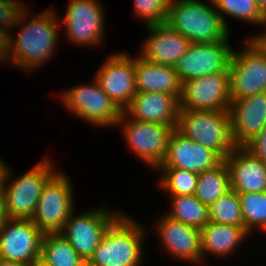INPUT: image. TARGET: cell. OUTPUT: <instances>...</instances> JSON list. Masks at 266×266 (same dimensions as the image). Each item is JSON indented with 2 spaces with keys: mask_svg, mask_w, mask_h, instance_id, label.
I'll use <instances>...</instances> for the list:
<instances>
[{
  "mask_svg": "<svg viewBox=\"0 0 266 266\" xmlns=\"http://www.w3.org/2000/svg\"><path fill=\"white\" fill-rule=\"evenodd\" d=\"M33 15V12L26 9L16 25L19 29L21 26L20 33L16 37L10 35L9 64L12 63L13 66L20 67L27 73L34 72L33 70L45 65L55 56L53 52L55 53L57 47L61 25L59 15L53 7ZM27 17L30 21L26 19Z\"/></svg>",
  "mask_w": 266,
  "mask_h": 266,
  "instance_id": "obj_1",
  "label": "cell"
},
{
  "mask_svg": "<svg viewBox=\"0 0 266 266\" xmlns=\"http://www.w3.org/2000/svg\"><path fill=\"white\" fill-rule=\"evenodd\" d=\"M210 1V2H209ZM170 0L166 24L191 43L229 40L230 31L212 0Z\"/></svg>",
  "mask_w": 266,
  "mask_h": 266,
  "instance_id": "obj_2",
  "label": "cell"
},
{
  "mask_svg": "<svg viewBox=\"0 0 266 266\" xmlns=\"http://www.w3.org/2000/svg\"><path fill=\"white\" fill-rule=\"evenodd\" d=\"M143 228L136 219L123 212L106 230L87 264L141 266L143 238L147 233Z\"/></svg>",
  "mask_w": 266,
  "mask_h": 266,
  "instance_id": "obj_3",
  "label": "cell"
},
{
  "mask_svg": "<svg viewBox=\"0 0 266 266\" xmlns=\"http://www.w3.org/2000/svg\"><path fill=\"white\" fill-rule=\"evenodd\" d=\"M183 136L215 151L223 160L236 147L230 111L180 109L175 128Z\"/></svg>",
  "mask_w": 266,
  "mask_h": 266,
  "instance_id": "obj_4",
  "label": "cell"
},
{
  "mask_svg": "<svg viewBox=\"0 0 266 266\" xmlns=\"http://www.w3.org/2000/svg\"><path fill=\"white\" fill-rule=\"evenodd\" d=\"M53 166V161L46 157L11 180L13 172L6 165L0 184L4 190L9 218L31 219L44 186L58 172Z\"/></svg>",
  "mask_w": 266,
  "mask_h": 266,
  "instance_id": "obj_5",
  "label": "cell"
},
{
  "mask_svg": "<svg viewBox=\"0 0 266 266\" xmlns=\"http://www.w3.org/2000/svg\"><path fill=\"white\" fill-rule=\"evenodd\" d=\"M65 108L85 122L95 127H114L120 120L122 111L102 90L96 79L92 84L77 85L62 90L59 96Z\"/></svg>",
  "mask_w": 266,
  "mask_h": 266,
  "instance_id": "obj_6",
  "label": "cell"
},
{
  "mask_svg": "<svg viewBox=\"0 0 266 266\" xmlns=\"http://www.w3.org/2000/svg\"><path fill=\"white\" fill-rule=\"evenodd\" d=\"M69 176L57 172L44 186L31 221L44 233H58L74 209Z\"/></svg>",
  "mask_w": 266,
  "mask_h": 266,
  "instance_id": "obj_7",
  "label": "cell"
},
{
  "mask_svg": "<svg viewBox=\"0 0 266 266\" xmlns=\"http://www.w3.org/2000/svg\"><path fill=\"white\" fill-rule=\"evenodd\" d=\"M117 127L131 151L144 163L157 169L165 159L168 141L176 126L133 120L122 112Z\"/></svg>",
  "mask_w": 266,
  "mask_h": 266,
  "instance_id": "obj_8",
  "label": "cell"
},
{
  "mask_svg": "<svg viewBox=\"0 0 266 266\" xmlns=\"http://www.w3.org/2000/svg\"><path fill=\"white\" fill-rule=\"evenodd\" d=\"M246 42V43H245ZM231 55L230 98L240 99L266 92V54L251 39ZM237 51V52H236Z\"/></svg>",
  "mask_w": 266,
  "mask_h": 266,
  "instance_id": "obj_9",
  "label": "cell"
},
{
  "mask_svg": "<svg viewBox=\"0 0 266 266\" xmlns=\"http://www.w3.org/2000/svg\"><path fill=\"white\" fill-rule=\"evenodd\" d=\"M99 207L77 216L73 211L59 232L85 263L92 257L106 230L123 213L111 211L103 205Z\"/></svg>",
  "mask_w": 266,
  "mask_h": 266,
  "instance_id": "obj_10",
  "label": "cell"
},
{
  "mask_svg": "<svg viewBox=\"0 0 266 266\" xmlns=\"http://www.w3.org/2000/svg\"><path fill=\"white\" fill-rule=\"evenodd\" d=\"M104 7L98 0H69L60 24L76 46H98L105 38Z\"/></svg>",
  "mask_w": 266,
  "mask_h": 266,
  "instance_id": "obj_11",
  "label": "cell"
},
{
  "mask_svg": "<svg viewBox=\"0 0 266 266\" xmlns=\"http://www.w3.org/2000/svg\"><path fill=\"white\" fill-rule=\"evenodd\" d=\"M43 237L30 219L9 218L0 227V259L32 265L41 257Z\"/></svg>",
  "mask_w": 266,
  "mask_h": 266,
  "instance_id": "obj_12",
  "label": "cell"
},
{
  "mask_svg": "<svg viewBox=\"0 0 266 266\" xmlns=\"http://www.w3.org/2000/svg\"><path fill=\"white\" fill-rule=\"evenodd\" d=\"M229 71L212 73L182 83L180 109L230 111Z\"/></svg>",
  "mask_w": 266,
  "mask_h": 266,
  "instance_id": "obj_13",
  "label": "cell"
},
{
  "mask_svg": "<svg viewBox=\"0 0 266 266\" xmlns=\"http://www.w3.org/2000/svg\"><path fill=\"white\" fill-rule=\"evenodd\" d=\"M229 40L191 43L174 66L181 83L216 72L229 71L233 52Z\"/></svg>",
  "mask_w": 266,
  "mask_h": 266,
  "instance_id": "obj_14",
  "label": "cell"
},
{
  "mask_svg": "<svg viewBox=\"0 0 266 266\" xmlns=\"http://www.w3.org/2000/svg\"><path fill=\"white\" fill-rule=\"evenodd\" d=\"M102 90L124 112L137 93L134 57L127 52L113 53L95 75Z\"/></svg>",
  "mask_w": 266,
  "mask_h": 266,
  "instance_id": "obj_15",
  "label": "cell"
},
{
  "mask_svg": "<svg viewBox=\"0 0 266 266\" xmlns=\"http://www.w3.org/2000/svg\"><path fill=\"white\" fill-rule=\"evenodd\" d=\"M223 161L215 151L174 129L168 141L165 159L158 168H178L199 174L217 167Z\"/></svg>",
  "mask_w": 266,
  "mask_h": 266,
  "instance_id": "obj_16",
  "label": "cell"
},
{
  "mask_svg": "<svg viewBox=\"0 0 266 266\" xmlns=\"http://www.w3.org/2000/svg\"><path fill=\"white\" fill-rule=\"evenodd\" d=\"M157 221L155 233L169 255L181 262L202 264L200 229L173 220L166 214Z\"/></svg>",
  "mask_w": 266,
  "mask_h": 266,
  "instance_id": "obj_17",
  "label": "cell"
},
{
  "mask_svg": "<svg viewBox=\"0 0 266 266\" xmlns=\"http://www.w3.org/2000/svg\"><path fill=\"white\" fill-rule=\"evenodd\" d=\"M232 137L236 146H245L266 127V92L231 99Z\"/></svg>",
  "mask_w": 266,
  "mask_h": 266,
  "instance_id": "obj_18",
  "label": "cell"
},
{
  "mask_svg": "<svg viewBox=\"0 0 266 266\" xmlns=\"http://www.w3.org/2000/svg\"><path fill=\"white\" fill-rule=\"evenodd\" d=\"M146 27L150 37L143 41L139 55L152 63L175 66L191 42L166 23Z\"/></svg>",
  "mask_w": 266,
  "mask_h": 266,
  "instance_id": "obj_19",
  "label": "cell"
},
{
  "mask_svg": "<svg viewBox=\"0 0 266 266\" xmlns=\"http://www.w3.org/2000/svg\"><path fill=\"white\" fill-rule=\"evenodd\" d=\"M224 161L232 190L237 193L266 192V164L244 146H236Z\"/></svg>",
  "mask_w": 266,
  "mask_h": 266,
  "instance_id": "obj_20",
  "label": "cell"
},
{
  "mask_svg": "<svg viewBox=\"0 0 266 266\" xmlns=\"http://www.w3.org/2000/svg\"><path fill=\"white\" fill-rule=\"evenodd\" d=\"M180 100L160 92H137L124 111L133 120L176 126Z\"/></svg>",
  "mask_w": 266,
  "mask_h": 266,
  "instance_id": "obj_21",
  "label": "cell"
},
{
  "mask_svg": "<svg viewBox=\"0 0 266 266\" xmlns=\"http://www.w3.org/2000/svg\"><path fill=\"white\" fill-rule=\"evenodd\" d=\"M134 66L137 92H160L180 100L182 83L174 66L152 63L140 55L134 57Z\"/></svg>",
  "mask_w": 266,
  "mask_h": 266,
  "instance_id": "obj_22",
  "label": "cell"
},
{
  "mask_svg": "<svg viewBox=\"0 0 266 266\" xmlns=\"http://www.w3.org/2000/svg\"><path fill=\"white\" fill-rule=\"evenodd\" d=\"M249 235L245 227L209 222L200 229L202 264L208 253L219 258L232 256Z\"/></svg>",
  "mask_w": 266,
  "mask_h": 266,
  "instance_id": "obj_23",
  "label": "cell"
},
{
  "mask_svg": "<svg viewBox=\"0 0 266 266\" xmlns=\"http://www.w3.org/2000/svg\"><path fill=\"white\" fill-rule=\"evenodd\" d=\"M230 189L229 170L225 161H223L217 167L198 174L195 197L209 207Z\"/></svg>",
  "mask_w": 266,
  "mask_h": 266,
  "instance_id": "obj_24",
  "label": "cell"
},
{
  "mask_svg": "<svg viewBox=\"0 0 266 266\" xmlns=\"http://www.w3.org/2000/svg\"><path fill=\"white\" fill-rule=\"evenodd\" d=\"M170 211L165 213L171 219L202 229L209 223L208 206L200 202L195 195L168 196Z\"/></svg>",
  "mask_w": 266,
  "mask_h": 266,
  "instance_id": "obj_25",
  "label": "cell"
},
{
  "mask_svg": "<svg viewBox=\"0 0 266 266\" xmlns=\"http://www.w3.org/2000/svg\"><path fill=\"white\" fill-rule=\"evenodd\" d=\"M40 258L50 266H84L86 264L70 242L59 232L44 234Z\"/></svg>",
  "mask_w": 266,
  "mask_h": 266,
  "instance_id": "obj_26",
  "label": "cell"
},
{
  "mask_svg": "<svg viewBox=\"0 0 266 266\" xmlns=\"http://www.w3.org/2000/svg\"><path fill=\"white\" fill-rule=\"evenodd\" d=\"M161 176L159 186L168 196L195 195L198 173L178 168H157Z\"/></svg>",
  "mask_w": 266,
  "mask_h": 266,
  "instance_id": "obj_27",
  "label": "cell"
},
{
  "mask_svg": "<svg viewBox=\"0 0 266 266\" xmlns=\"http://www.w3.org/2000/svg\"><path fill=\"white\" fill-rule=\"evenodd\" d=\"M209 222L244 227L238 193L230 189L209 207Z\"/></svg>",
  "mask_w": 266,
  "mask_h": 266,
  "instance_id": "obj_28",
  "label": "cell"
},
{
  "mask_svg": "<svg viewBox=\"0 0 266 266\" xmlns=\"http://www.w3.org/2000/svg\"><path fill=\"white\" fill-rule=\"evenodd\" d=\"M243 223L251 235L255 229L266 233V192L238 193Z\"/></svg>",
  "mask_w": 266,
  "mask_h": 266,
  "instance_id": "obj_29",
  "label": "cell"
},
{
  "mask_svg": "<svg viewBox=\"0 0 266 266\" xmlns=\"http://www.w3.org/2000/svg\"><path fill=\"white\" fill-rule=\"evenodd\" d=\"M216 10L221 15L225 25L228 27L225 14L236 20L246 21L256 25L264 26L266 17L258 9L256 0H212Z\"/></svg>",
  "mask_w": 266,
  "mask_h": 266,
  "instance_id": "obj_30",
  "label": "cell"
},
{
  "mask_svg": "<svg viewBox=\"0 0 266 266\" xmlns=\"http://www.w3.org/2000/svg\"><path fill=\"white\" fill-rule=\"evenodd\" d=\"M170 0H134V13L147 25L166 23Z\"/></svg>",
  "mask_w": 266,
  "mask_h": 266,
  "instance_id": "obj_31",
  "label": "cell"
},
{
  "mask_svg": "<svg viewBox=\"0 0 266 266\" xmlns=\"http://www.w3.org/2000/svg\"><path fill=\"white\" fill-rule=\"evenodd\" d=\"M24 4L19 0H0V30L11 35V31L16 28L22 13L28 8Z\"/></svg>",
  "mask_w": 266,
  "mask_h": 266,
  "instance_id": "obj_32",
  "label": "cell"
},
{
  "mask_svg": "<svg viewBox=\"0 0 266 266\" xmlns=\"http://www.w3.org/2000/svg\"><path fill=\"white\" fill-rule=\"evenodd\" d=\"M244 147L266 164V127H264Z\"/></svg>",
  "mask_w": 266,
  "mask_h": 266,
  "instance_id": "obj_33",
  "label": "cell"
},
{
  "mask_svg": "<svg viewBox=\"0 0 266 266\" xmlns=\"http://www.w3.org/2000/svg\"><path fill=\"white\" fill-rule=\"evenodd\" d=\"M10 59V34L0 30V61L8 62ZM8 60V61H7Z\"/></svg>",
  "mask_w": 266,
  "mask_h": 266,
  "instance_id": "obj_34",
  "label": "cell"
},
{
  "mask_svg": "<svg viewBox=\"0 0 266 266\" xmlns=\"http://www.w3.org/2000/svg\"><path fill=\"white\" fill-rule=\"evenodd\" d=\"M9 219L6 210V200L4 190L0 184V227Z\"/></svg>",
  "mask_w": 266,
  "mask_h": 266,
  "instance_id": "obj_35",
  "label": "cell"
},
{
  "mask_svg": "<svg viewBox=\"0 0 266 266\" xmlns=\"http://www.w3.org/2000/svg\"><path fill=\"white\" fill-rule=\"evenodd\" d=\"M264 26L266 27V24ZM249 38H251L258 45V47L266 54V30L265 33H257Z\"/></svg>",
  "mask_w": 266,
  "mask_h": 266,
  "instance_id": "obj_36",
  "label": "cell"
},
{
  "mask_svg": "<svg viewBox=\"0 0 266 266\" xmlns=\"http://www.w3.org/2000/svg\"><path fill=\"white\" fill-rule=\"evenodd\" d=\"M256 4L261 13L266 17V0H256Z\"/></svg>",
  "mask_w": 266,
  "mask_h": 266,
  "instance_id": "obj_37",
  "label": "cell"
},
{
  "mask_svg": "<svg viewBox=\"0 0 266 266\" xmlns=\"http://www.w3.org/2000/svg\"><path fill=\"white\" fill-rule=\"evenodd\" d=\"M0 266H28L22 263H18V262H11V261H6V260H2L0 259Z\"/></svg>",
  "mask_w": 266,
  "mask_h": 266,
  "instance_id": "obj_38",
  "label": "cell"
},
{
  "mask_svg": "<svg viewBox=\"0 0 266 266\" xmlns=\"http://www.w3.org/2000/svg\"><path fill=\"white\" fill-rule=\"evenodd\" d=\"M5 162L0 158V182H1V179L4 175V171H5V168H6V163L4 164Z\"/></svg>",
  "mask_w": 266,
  "mask_h": 266,
  "instance_id": "obj_39",
  "label": "cell"
},
{
  "mask_svg": "<svg viewBox=\"0 0 266 266\" xmlns=\"http://www.w3.org/2000/svg\"><path fill=\"white\" fill-rule=\"evenodd\" d=\"M30 266H50L47 263H45L41 258L36 260L32 265Z\"/></svg>",
  "mask_w": 266,
  "mask_h": 266,
  "instance_id": "obj_40",
  "label": "cell"
}]
</instances>
